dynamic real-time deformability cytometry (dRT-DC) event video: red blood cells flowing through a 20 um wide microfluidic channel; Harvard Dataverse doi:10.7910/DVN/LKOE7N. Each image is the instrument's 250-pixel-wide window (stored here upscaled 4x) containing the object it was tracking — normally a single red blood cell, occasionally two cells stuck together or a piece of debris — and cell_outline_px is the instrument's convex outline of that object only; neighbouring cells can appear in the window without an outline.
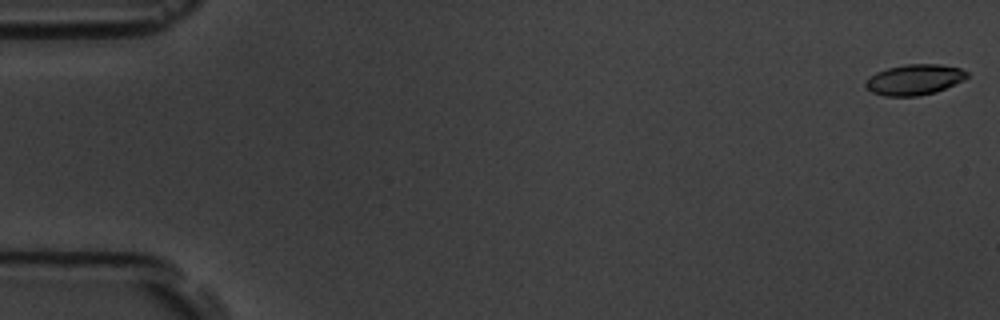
{"species": "common noctule bat (a hibernating species)", "species_latin": "Nyctalus noctula", "temperature_condition": "room temperature", "stored_images_in_passage": 6, "camera_frame_rate_fps": 3000, "um_per_image_px": 0.085, "animal": {"sex": "male", "body_mass_g": 19.5, "forearm_length_mm": 54.6}, "frame": {"image": 1, "passage_image": 1, "time_ms": 0.0, "image_size_px": [1000, 320], "cell_outline_px": [[968, 76], [936, 92], [916, 96], [884, 96], [872, 92], [864, 88], [864, 84], [876, 72], [888, 68], [904, 64], [940, 64], [960, 68], [968, 72]], "centroid_in_image_um": [77.68, 6.77], "position_along_channel_um": 7.3, "area_um2": 17.86}}
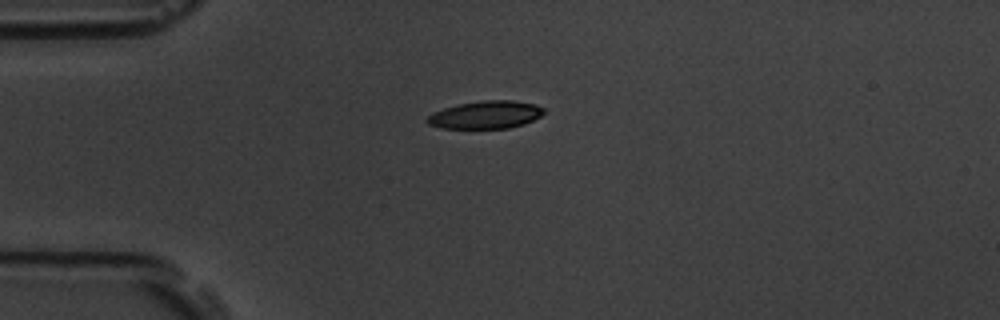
{"frame": {"image": 2, "passage_image": 5, "time_ms": 4.667, "image_size_px": [1000, 320], "cell_outline_px": [[544, 112], [540, 116], [524, 124], [508, 128], [440, 128], [428, 124], [424, 120], [428, 116], [444, 108], [456, 104], [484, 100], [512, 100], [536, 104], [544, 108]], "centroid_in_image_um": [41.28, 9.75], "position_along_channel_um": 43.7, "area_um2": 18.84}}